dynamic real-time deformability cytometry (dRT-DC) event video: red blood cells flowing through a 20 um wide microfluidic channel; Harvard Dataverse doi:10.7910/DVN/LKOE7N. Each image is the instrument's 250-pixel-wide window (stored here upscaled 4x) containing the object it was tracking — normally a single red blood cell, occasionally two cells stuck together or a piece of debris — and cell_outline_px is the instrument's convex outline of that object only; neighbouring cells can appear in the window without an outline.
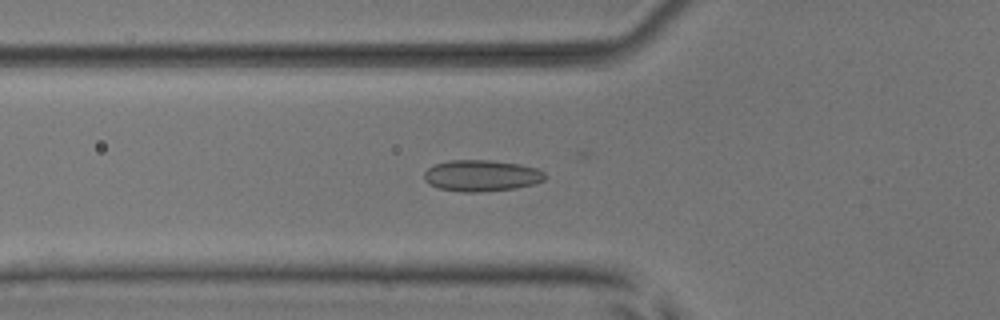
{"species": "common noctule bat (a hibernating species)", "species_latin": "Nyctalus noctula", "temperature_condition": "room temperature", "stored_images_in_passage": 53, "camera_frame_rate_fps": 3000, "um_per_image_px": 0.085, "animal": {"sex": "male", "body_mass_g": 17.9, "forearm_length_mm": 54.2}, "frame": {"image": 1, "passage_image": 19, "time_ms": 6.0, "image_size_px": [1000, 320], "cell_outline_px": [[544, 180], [532, 184], [516, 188], [480, 192], [460, 192], [440, 188], [428, 184], [424, 180], [424, 172], [428, 168], [436, 164], [448, 160], [492, 160], [520, 164], [536, 168], [544, 172]], "centroid_in_image_um": [40.89, 14.93], "position_along_channel_um": 84.9, "area_um2": 22.08}}
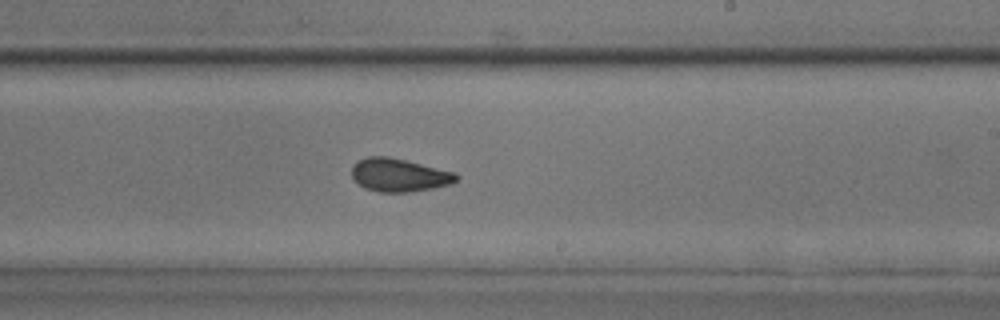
{"frame": {"image": 2, "passage_image": 32, "time_ms": 10.333, "image_size_px": [1000, 320], "cell_outline_px": [[460, 176], [452, 184], [432, 188], [408, 192], [376, 192], [364, 188], [352, 180], [352, 164], [356, 160], [368, 156], [388, 156], [456, 172]], "centroid_in_image_um": [33.89, 14.88], "position_along_channel_um": 255.1, "area_um2": 20.52}}
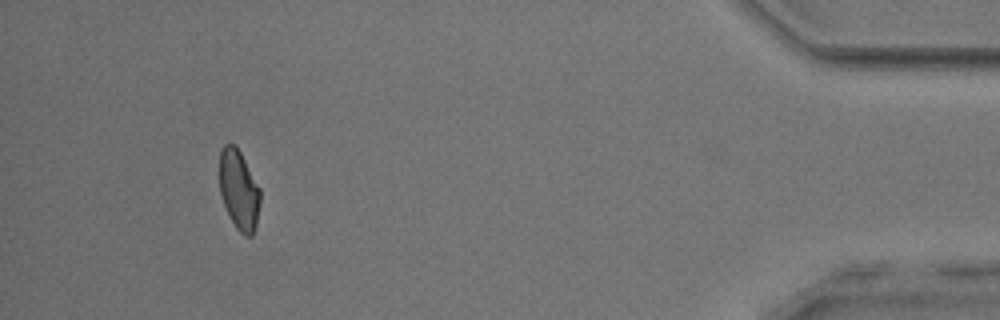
{"frame": {"image": 3, "passage_image": 49, "time_ms": 16.0, "image_size_px": [1000, 320], "cell_outline_px": [[260, 204], [256, 224], [252, 236], [244, 236], [236, 228], [224, 204], [220, 192], [220, 148], [224, 144], [236, 144], [260, 188]], "centroid_in_image_um": [20.31, 16.12], "position_along_channel_um": 414.9, "area_um2": 18.84}, "authors_computed_cell_mechanics": {"area_um2": 20.519, "velocity_mm_per_s": 3.9331, "shape_relaxation_time_tau1_ms": null, "shape_relaxation_time_tau2_ms": 1.9007, "deformation_change_tau1": null, "deformation_change_tau2": 0.0688}}